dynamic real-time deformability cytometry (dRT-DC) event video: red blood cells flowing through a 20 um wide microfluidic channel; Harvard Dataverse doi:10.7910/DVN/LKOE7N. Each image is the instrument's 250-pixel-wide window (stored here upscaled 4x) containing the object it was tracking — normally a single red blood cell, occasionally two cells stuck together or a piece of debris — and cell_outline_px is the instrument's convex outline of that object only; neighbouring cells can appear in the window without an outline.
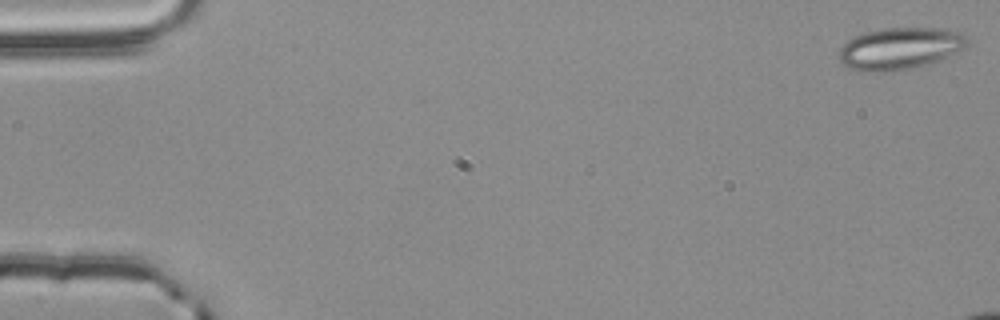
{"species": "common noctule bat (a hibernating species)", "species_latin": "Nyctalus noctula", "temperature_condition": "room temperature", "stored_images_in_passage": 13, "camera_frame_rate_fps": 3000, "um_per_image_px": 0.085, "animal": {"sex": "male", "body_mass_g": 20.4}, "frame": {"image": 1, "passage_image": 1, "time_ms": 0.0, "image_size_px": [1000, 320], "cell_outline_px": [[968, 44], [964, 48], [940, 60], [912, 68], [884, 72], [860, 72], [848, 68], [840, 60], [840, 48], [848, 40], [864, 32], [884, 28], [944, 28], [960, 32], [968, 40]], "centroid_in_image_um": [76.48, 4.12], "position_along_channel_um": 8.5, "area_um2": 31.33}}